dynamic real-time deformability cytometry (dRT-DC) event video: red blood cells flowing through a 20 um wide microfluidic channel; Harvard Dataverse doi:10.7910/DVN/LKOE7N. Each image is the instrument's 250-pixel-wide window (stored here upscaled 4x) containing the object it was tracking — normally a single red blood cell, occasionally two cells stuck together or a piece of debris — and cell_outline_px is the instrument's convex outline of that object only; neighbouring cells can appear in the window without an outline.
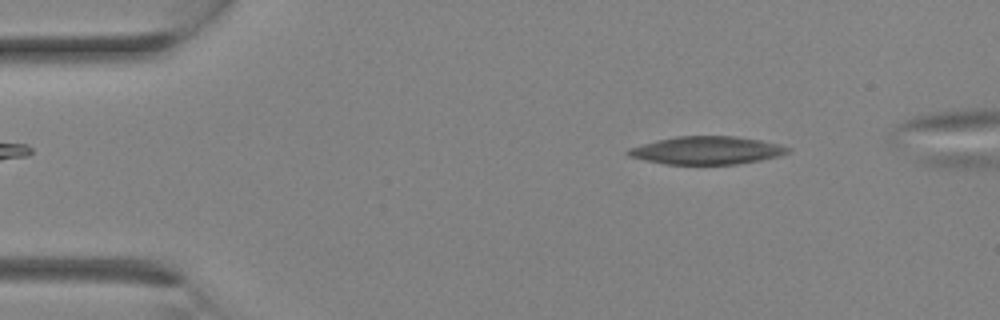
{"species": "Egyptian fruit bat (a non-hibernating species)", "species_latin": "Rousettus aegyptiacus", "temperature_condition": "room temperature", "stored_images_in_passage": 4, "camera_frame_rate_fps": 3000, "um_per_image_px": 0.085, "animal": {"sex": "female"}, "frame": {"image": 1, "passage_image": 3, "time_ms": 0.667, "image_size_px": [1000, 320], "cell_outline_px": [[792, 152], [780, 156], [760, 160], [736, 164], [664, 164], [644, 160], [628, 156], [624, 152], [628, 148], [656, 140], [676, 136], [736, 136], [760, 140], [792, 148]], "centroid_in_image_um": [60.06, 12.78], "position_along_channel_um": 24.9, "area_um2": 26.13}}